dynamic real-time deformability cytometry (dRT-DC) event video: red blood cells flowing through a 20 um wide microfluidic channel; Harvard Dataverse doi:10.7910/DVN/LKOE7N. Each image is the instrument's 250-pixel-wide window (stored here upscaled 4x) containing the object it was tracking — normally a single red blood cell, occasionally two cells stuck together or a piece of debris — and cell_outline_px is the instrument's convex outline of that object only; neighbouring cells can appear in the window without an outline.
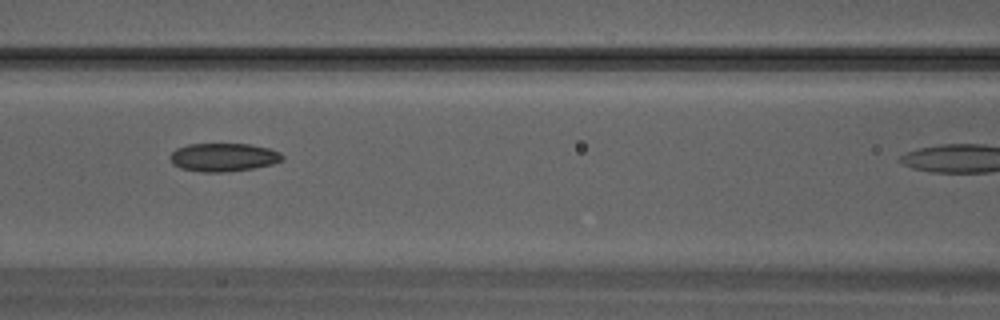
{"species": "Egyptian fruit bat (a non-hibernating species)", "species_latin": "Rousettus aegyptiacus", "temperature_condition": "warm", "stored_images_in_passage": 15, "camera_frame_rate_fps": 3000, "um_per_image_px": 0.085, "animal": {"sex": "male"}, "frame": {"image": 1, "passage_image": 9, "time_ms": 2.667, "image_size_px": [1000, 320], "cell_outline_px": [[284, 160], [272, 164], [252, 168], [224, 172], [204, 172], [180, 168], [172, 164], [168, 156], [176, 148], [188, 144], [248, 144], [268, 148], [280, 152], [284, 156]], "centroid_in_image_um": [18.97, 13.36], "position_along_channel_um": 147.6, "area_um2": 18.55}}